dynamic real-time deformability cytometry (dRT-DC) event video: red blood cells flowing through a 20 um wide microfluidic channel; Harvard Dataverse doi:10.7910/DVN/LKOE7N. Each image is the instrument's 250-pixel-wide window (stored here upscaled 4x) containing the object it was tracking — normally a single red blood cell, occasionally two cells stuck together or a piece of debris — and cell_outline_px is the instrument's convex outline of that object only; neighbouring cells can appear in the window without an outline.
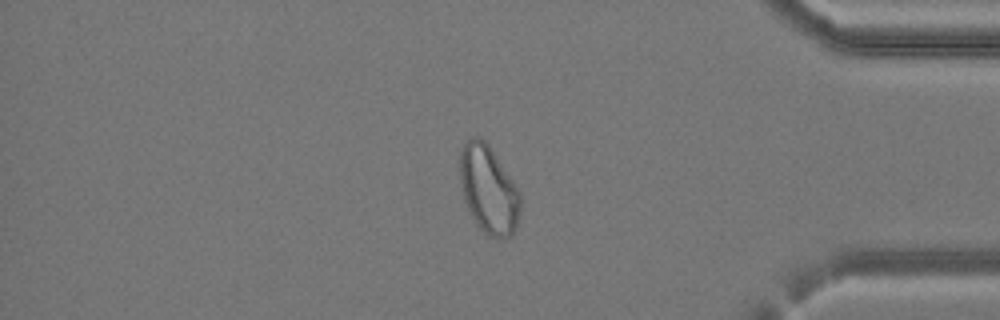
{"species": "common noctule bat (a hibernating species)", "species_latin": "Nyctalus noctula", "temperature_condition": "cold", "stored_images_in_passage": 40, "camera_frame_rate_fps": 3000, "um_per_image_px": 0.085, "animal": {"sex": "female", "body_mass_g": 24.6, "forearm_length_mm": 56.2}, "frame": {"image": 1, "passage_image": 34, "time_ms": 11.0, "image_size_px": [1000, 320], "cell_outline_px": [[520, 208], [516, 228], [512, 236], [504, 240], [488, 236], [476, 224], [468, 212], [464, 200], [460, 180], [460, 152], [464, 144], [472, 136], [480, 136], [488, 144], [520, 192]], "centroid_in_image_um": [41.52, 16.15], "position_along_channel_um": 393.7, "area_um2": 31.1}}